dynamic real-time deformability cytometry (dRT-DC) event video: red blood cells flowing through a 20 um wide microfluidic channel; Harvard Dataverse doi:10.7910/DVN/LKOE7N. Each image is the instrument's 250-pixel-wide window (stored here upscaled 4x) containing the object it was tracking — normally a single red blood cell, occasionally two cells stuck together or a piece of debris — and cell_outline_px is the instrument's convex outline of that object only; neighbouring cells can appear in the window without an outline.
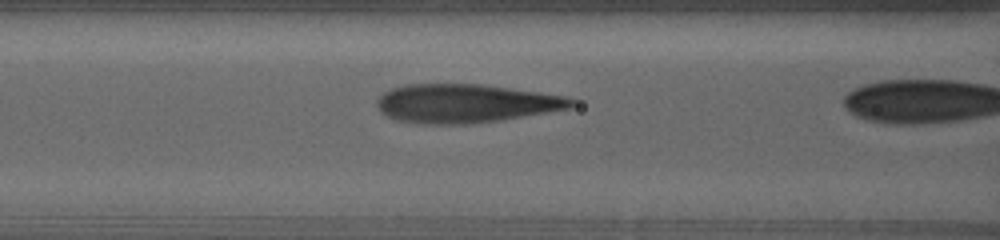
{"species": "human", "species_latin": "Homo sapiens", "temperature_condition": "warm", "stored_images_in_passage": 5, "camera_frame_rate_fps": 3000, "um_per_image_px": 0.085, "donor": {"sex": "female"}, "frame": {"image": 1, "passage_image": 3, "time_ms": 1.0, "image_size_px": [1000, 240], "cell_outline_px": [[580, 104], [572, 108], [500, 120], [468, 124], [416, 124], [396, 120], [380, 112], [376, 104], [376, 100], [384, 92], [392, 88], [408, 84], [480, 84], [540, 92], [568, 96], [576, 100]], "centroid_in_image_um": [39.61, 8.79], "position_along_channel_um": 127.0, "area_um2": 44.22}}